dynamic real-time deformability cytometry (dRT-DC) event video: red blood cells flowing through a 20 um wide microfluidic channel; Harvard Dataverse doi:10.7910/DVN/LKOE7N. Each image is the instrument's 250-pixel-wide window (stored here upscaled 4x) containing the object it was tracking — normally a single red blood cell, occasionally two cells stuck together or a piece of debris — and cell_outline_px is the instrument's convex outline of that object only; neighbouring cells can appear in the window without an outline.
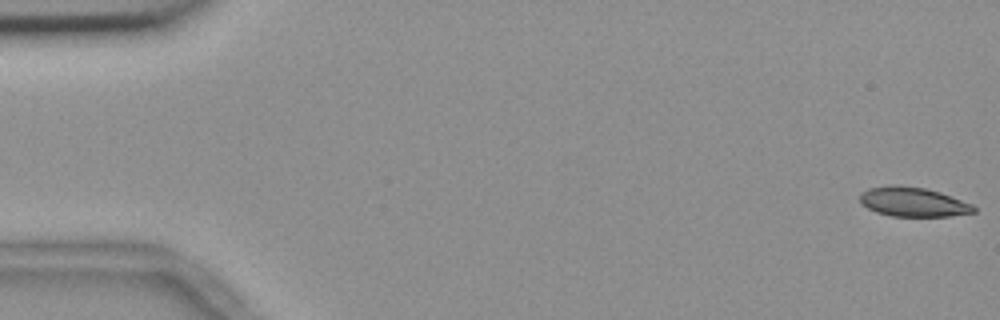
{"species": "common noctule bat (a hibernating species)", "species_latin": "Nyctalus noctula", "temperature_condition": "room temperature", "stored_images_in_passage": 17, "camera_frame_rate_fps": 3000, "um_per_image_px": 0.085, "animal": {"sex": "female", "body_mass_g": 18.4}, "frame": {"image": 1, "passage_image": 1, "time_ms": 0.0, "image_size_px": [1000, 320], "cell_outline_px": [[976, 212], [948, 216], [892, 216], [876, 212], [860, 204], [860, 192], [868, 188], [892, 184], [924, 188], [940, 192], [972, 204], [976, 208]], "centroid_in_image_um": [77.58, 17.16], "position_along_channel_um": 7.4, "area_um2": 19.54}}